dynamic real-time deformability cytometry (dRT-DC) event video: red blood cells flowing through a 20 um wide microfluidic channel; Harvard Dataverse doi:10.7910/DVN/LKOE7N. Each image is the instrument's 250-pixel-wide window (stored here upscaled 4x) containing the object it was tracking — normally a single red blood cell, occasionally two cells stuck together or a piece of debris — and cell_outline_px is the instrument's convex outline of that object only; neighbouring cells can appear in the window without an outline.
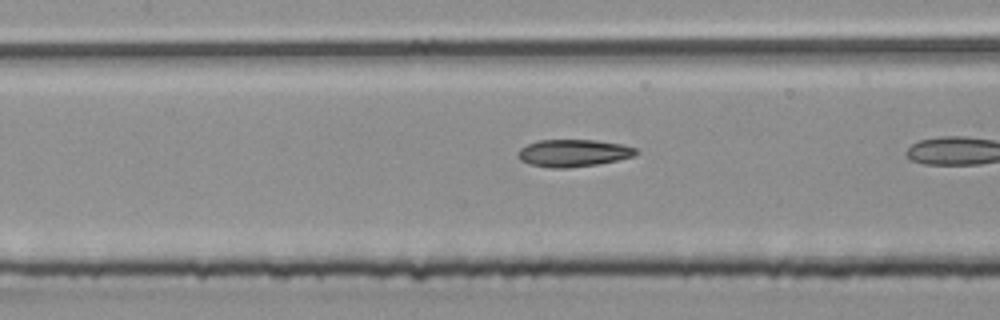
{"species": "common noctule bat (a hibernating species)", "species_latin": "Nyctalus noctula", "temperature_condition": "room temperature", "stored_images_in_passage": 26, "camera_frame_rate_fps": 3000, "um_per_image_px": 0.085, "animal": {"sex": "male", "body_mass_g": 20.4}, "frame": {"image": 1, "passage_image": 22, "time_ms": 7.0, "image_size_px": [1000, 320], "cell_outline_px": [[636, 156], [596, 164], [568, 168], [552, 168], [528, 164], [520, 160], [520, 148], [536, 140], [596, 140], [624, 144], [636, 148]], "centroid_in_image_um": [48.75, 13.0], "position_along_channel_um": 158.7, "area_um2": 18.67}}
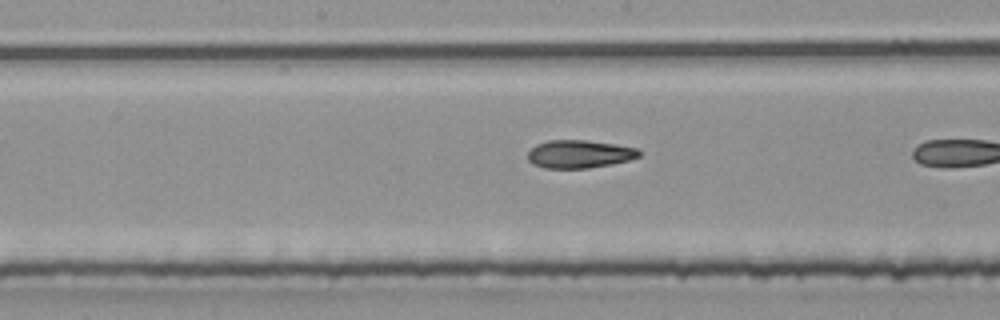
{"frame": {"image": 2, "passage_image": 25, "time_ms": 8.0, "image_size_px": [1000, 320], "cell_outline_px": [[640, 156], [628, 160], [612, 164], [588, 168], [544, 168], [532, 164], [528, 160], [528, 152], [536, 144], [548, 140], [584, 140], [616, 144], [640, 148]], "centroid_in_image_um": [49.25, 13.09], "position_along_channel_um": 198.9, "area_um2": 18.26}}